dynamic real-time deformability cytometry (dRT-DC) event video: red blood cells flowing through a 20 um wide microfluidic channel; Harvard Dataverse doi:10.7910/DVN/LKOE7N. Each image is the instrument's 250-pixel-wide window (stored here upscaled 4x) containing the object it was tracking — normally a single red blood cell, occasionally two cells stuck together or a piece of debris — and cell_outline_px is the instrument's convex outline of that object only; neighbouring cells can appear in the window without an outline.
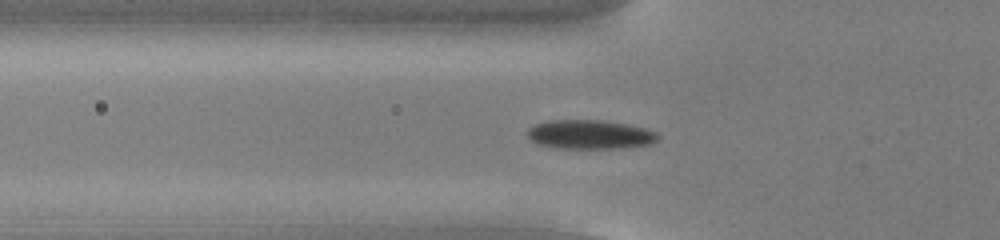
{"species": "common noctule bat (a hibernating species)", "species_latin": "Nyctalus noctula", "temperature_condition": "cold", "stored_images_in_passage": 54, "camera_frame_rate_fps": 3000, "um_per_image_px": 0.085, "animal": {"sex": "male", "body_mass_g": 13.0, "forearm_length_mm": 53.1}, "frame": {"image": 1, "passage_image": 19, "time_ms": 6.0, "image_size_px": [1000, 240], "cell_outline_px": [[660, 140], [652, 144], [624, 148], [556, 148], [536, 144], [528, 140], [528, 128], [536, 124], [552, 120], [600, 120], [628, 124], [644, 128], [656, 132], [660, 136]], "centroid_in_image_um": [50.16, 11.44], "position_along_channel_um": 75.6, "area_um2": 22.37}}
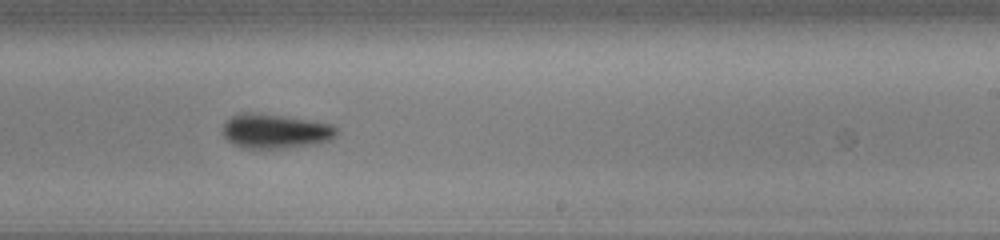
{"frame": {"image": 2, "passage_image": 34, "time_ms": 11.0, "image_size_px": [1000, 240], "cell_outline_px": [[336, 136], [332, 140], [312, 144], [284, 148], [240, 148], [232, 144], [220, 132], [224, 124], [232, 116], [240, 112], [248, 112], [280, 116], [308, 120], [332, 124], [336, 128]], "centroid_in_image_um": [23.35, 11.16], "position_along_channel_um": 265.6, "area_um2": 22.77}}
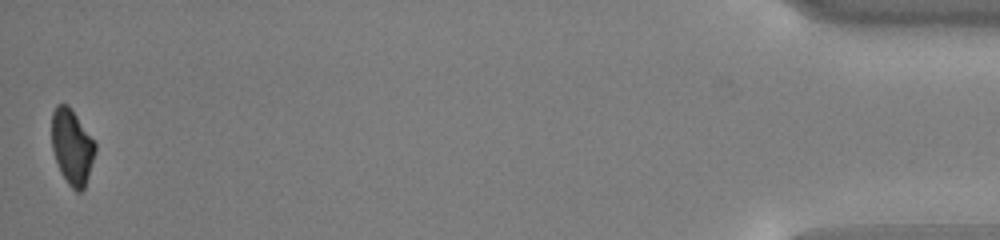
{"frame": {"image": 3, "passage_image": 54, "time_ms": 17.667, "image_size_px": [1000, 240], "cell_outline_px": [[96, 152], [84, 188], [80, 192], [76, 192], [68, 184], [60, 172], [52, 148], [52, 112], [56, 104], [68, 104], [96, 144]], "centroid_in_image_um": [6.11, 12.48], "position_along_channel_um": 429.1, "area_um2": 18.96}, "authors_computed_cell_mechanics": {"area_um2": 20.8947, "velocity_mm_per_s": 3.7946, "shape_relaxation_time_tau1_ms": 3.8453, "shape_relaxation_time_tau2_ms": null, "deformation_change_tau1": 0.1323, "deformation_change_tau2": null}}